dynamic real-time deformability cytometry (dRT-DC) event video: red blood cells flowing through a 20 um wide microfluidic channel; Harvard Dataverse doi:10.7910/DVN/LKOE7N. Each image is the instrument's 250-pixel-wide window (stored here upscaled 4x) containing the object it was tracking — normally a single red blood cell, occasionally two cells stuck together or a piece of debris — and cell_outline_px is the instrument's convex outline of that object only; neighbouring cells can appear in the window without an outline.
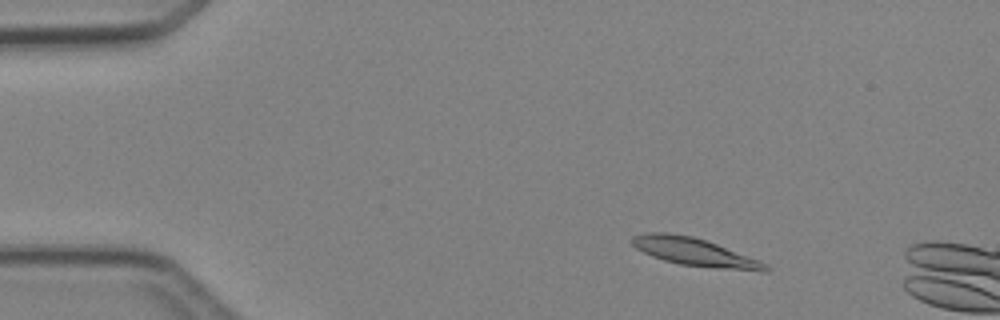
{"species": "Egyptian fruit bat (a non-hibernating species)", "species_latin": "Rousettus aegyptiacus", "temperature_condition": "cold", "stored_images_in_passage": 3, "camera_frame_rate_fps": 3000, "um_per_image_px": 0.085, "animal": {"sex": "female"}, "frame": {"image": 1, "passage_image": 1, "time_ms": 0.0, "image_size_px": [1000, 320], "cell_outline_px": [[772, 268], [768, 272], [760, 272], [716, 268], [680, 264], [664, 260], [652, 256], [636, 248], [628, 240], [632, 236], [648, 232], [668, 232], [692, 236], [716, 244], [760, 260], [768, 264]], "centroid_in_image_um": [59.08, 21.43], "position_along_channel_um": 25.9, "area_um2": 21.85}}